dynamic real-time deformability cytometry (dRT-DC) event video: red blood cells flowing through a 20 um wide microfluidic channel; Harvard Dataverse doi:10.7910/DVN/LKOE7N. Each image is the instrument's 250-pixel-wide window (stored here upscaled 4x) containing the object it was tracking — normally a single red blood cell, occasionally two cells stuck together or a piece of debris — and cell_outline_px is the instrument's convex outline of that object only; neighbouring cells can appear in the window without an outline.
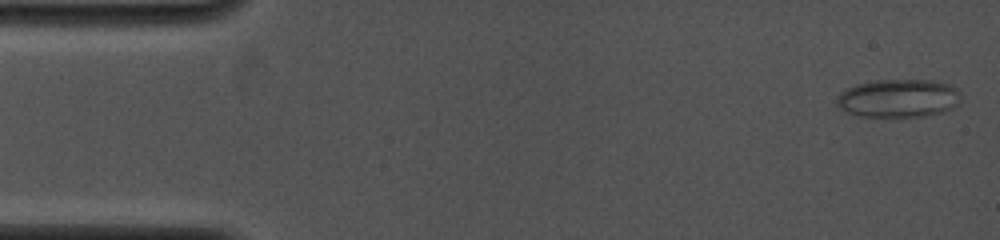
{"species": "common noctule bat (a hibernating species)", "species_latin": "Nyctalus noctula", "temperature_condition": "cold", "stored_images_in_passage": 14, "camera_frame_rate_fps": 4000, "um_per_image_px": 0.085, "animal": {"sex": "female", "body_mass_g": 19.0, "forearm_length_mm": 53.3}, "frame": {"image": 1, "passage_image": 1, "time_ms": 0.0, "image_size_px": [1000, 240], "cell_outline_px": [[960, 96], [956, 104], [952, 108], [944, 112], [924, 116], [860, 116], [848, 112], [840, 108], [836, 104], [836, 96], [840, 92], [856, 84], [876, 80], [932, 80], [948, 84], [956, 88], [960, 92]], "centroid_in_image_um": [76.35, 8.34], "position_along_channel_um": 8.6, "area_um2": 27.57}}
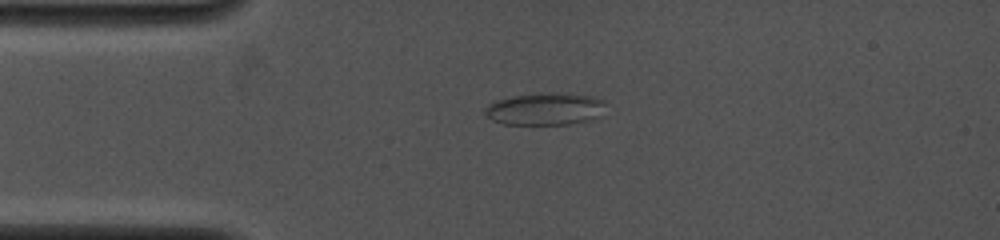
{"frame": {"image": 2, "passage_image": 8, "time_ms": 3.0, "image_size_px": [1000, 240], "cell_outline_px": [[604, 104], [596, 116], [588, 120], [568, 124], [504, 124], [492, 120], [484, 112], [484, 108], [488, 104], [496, 100], [516, 96], [552, 92], [592, 96], [604, 100]], "centroid_in_image_um": [46.27, 9.26], "position_along_channel_um": 38.7, "area_um2": 22.2}}
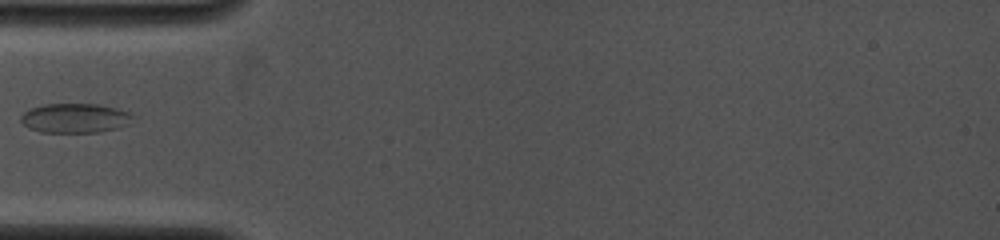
{"frame": {"image": 3, "passage_image": 12, "time_ms": 4.5, "image_size_px": [1000, 240], "cell_outline_px": [[132, 116], [128, 124], [120, 128], [100, 132], [40, 132], [28, 128], [20, 120], [20, 116], [24, 112], [32, 108], [44, 104], [100, 104], [116, 108], [128, 112]], "centroid_in_image_um": [6.36, 10.04], "position_along_channel_um": 78.6, "area_um2": 19.19}}